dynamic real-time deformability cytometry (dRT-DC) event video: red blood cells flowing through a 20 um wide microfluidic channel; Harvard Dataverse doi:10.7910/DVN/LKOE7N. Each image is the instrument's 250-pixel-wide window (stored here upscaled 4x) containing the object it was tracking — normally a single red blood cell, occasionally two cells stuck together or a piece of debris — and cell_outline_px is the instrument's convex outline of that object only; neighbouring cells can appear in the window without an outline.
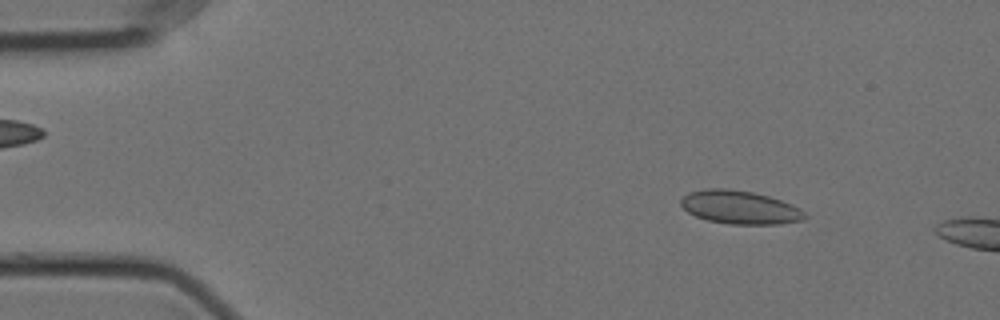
{"species": "Egyptian fruit bat (a non-hibernating species)", "species_latin": "Rousettus aegyptiacus", "temperature_condition": "cold", "stored_images_in_passage": 10, "camera_frame_rate_fps": 3000, "um_per_image_px": 0.085, "animal": {"sex": "female"}, "frame": {"image": 1, "passage_image": 6, "time_ms": 1.667, "image_size_px": [1000, 320], "cell_outline_px": [[808, 216], [804, 220], [780, 224], [728, 224], [708, 220], [696, 216], [688, 212], [680, 204], [680, 200], [688, 192], [704, 188], [728, 188], [752, 192], [768, 196], [792, 204], [800, 208]], "centroid_in_image_um": [62.89, 17.62], "position_along_channel_um": 22.1, "area_um2": 24.22}}